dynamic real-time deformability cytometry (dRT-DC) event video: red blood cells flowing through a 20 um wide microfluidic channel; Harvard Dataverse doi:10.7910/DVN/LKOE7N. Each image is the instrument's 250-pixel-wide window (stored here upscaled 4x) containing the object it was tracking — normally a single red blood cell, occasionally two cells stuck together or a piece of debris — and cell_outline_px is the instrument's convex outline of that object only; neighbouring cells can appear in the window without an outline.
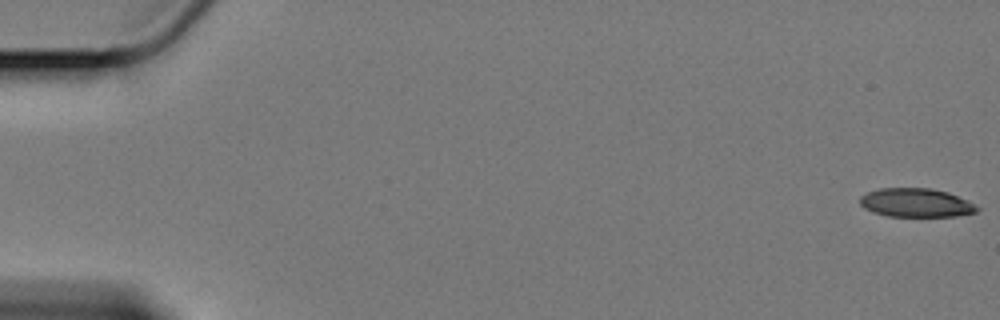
{"species": "Egyptian fruit bat (a non-hibernating species)", "species_latin": "Rousettus aegyptiacus", "temperature_condition": "cold", "stored_images_in_passage": 60, "camera_frame_rate_fps": 3000, "um_per_image_px": 0.085, "animal": {"sex": "female"}, "frame": {"image": 1, "passage_image": 1, "time_ms": 0.0, "image_size_px": [1000, 320], "cell_outline_px": [[980, 208], [976, 212], [956, 216], [888, 216], [872, 212], [864, 208], [860, 204], [860, 196], [868, 192], [880, 188], [928, 188], [948, 192], [968, 200]], "centroid_in_image_um": [77.86, 17.23], "position_along_channel_um": 7.1, "area_um2": 19.59}}
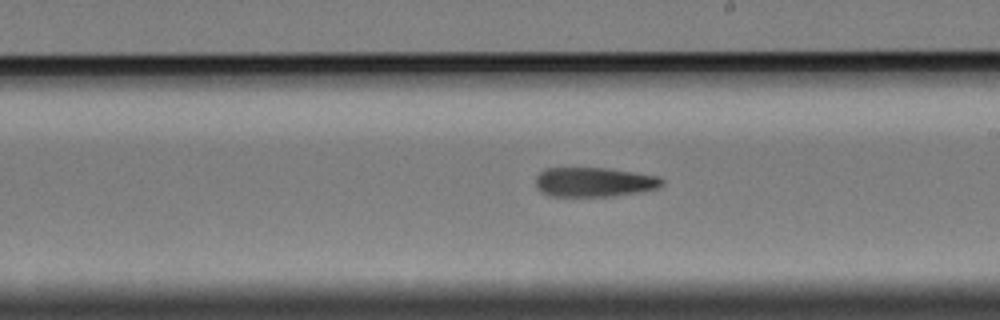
{"frame": {"image": 2, "passage_image": 35, "time_ms": 11.333, "image_size_px": [1000, 320], "cell_outline_px": [[664, 184], [656, 188], [640, 192], [612, 196], [548, 196], [540, 192], [536, 188], [536, 176], [544, 168], [608, 168], [660, 176], [664, 180]], "centroid_in_image_um": [50.49, 15.47], "position_along_channel_um": 238.5, "area_um2": 21.91}}
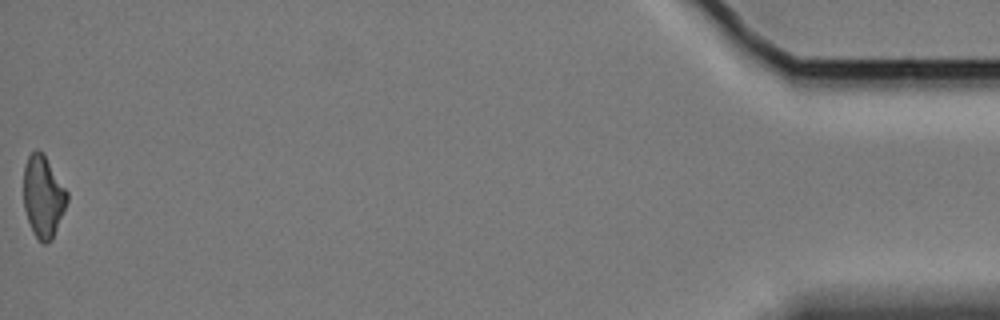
{"frame": {"image": 3, "passage_image": 60, "time_ms": 19.667, "image_size_px": [1000, 320], "cell_outline_px": [[68, 200], [52, 240], [44, 244], [32, 232], [24, 208], [24, 164], [28, 156], [36, 148], [44, 152], [68, 192]], "centroid_in_image_um": [3.67, 16.66], "position_along_channel_um": 431.5, "area_um2": 20.87}, "authors_computed_cell_mechanics": {"area_um2": 22.1085, "velocity_mm_per_s": 3.399, "shape_relaxation_time_tau1_ms": 4.8045, "shape_relaxation_time_tau2_ms": null, "deformation_change_tau1": 0.1505, "deformation_change_tau2": null}}